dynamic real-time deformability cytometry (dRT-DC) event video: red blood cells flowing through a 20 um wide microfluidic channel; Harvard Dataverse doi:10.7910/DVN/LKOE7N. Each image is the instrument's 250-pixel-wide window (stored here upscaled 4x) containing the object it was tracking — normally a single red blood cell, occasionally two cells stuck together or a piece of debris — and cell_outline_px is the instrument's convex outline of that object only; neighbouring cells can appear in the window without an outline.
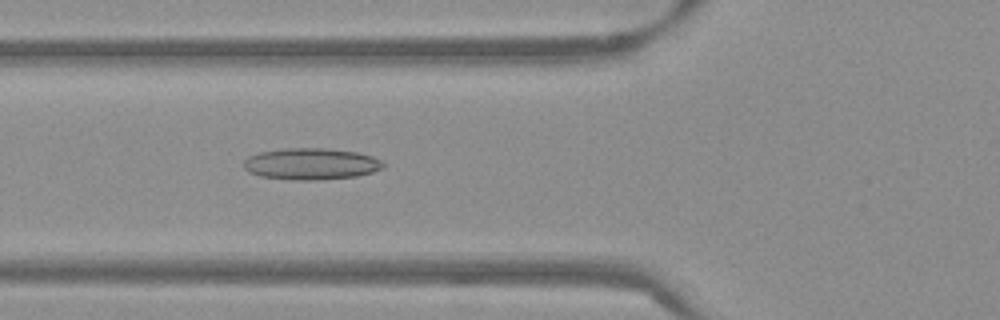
{"species": "Egyptian fruit bat (a non-hibernating species)", "species_latin": "Rousettus aegyptiacus", "temperature_condition": "warm", "stored_images_in_passage": 36, "camera_frame_rate_fps": 3000, "um_per_image_px": 0.085, "frame": {"image": 1, "passage_image": 3, "time_ms": 0.667, "image_size_px": [1000, 320], "cell_outline_px": [[384, 168], [372, 172], [356, 176], [316, 180], [288, 180], [260, 176], [248, 172], [244, 168], [244, 160], [248, 156], [260, 152], [284, 148], [328, 148], [356, 152], [372, 156], [380, 160], [384, 164]], "centroid_in_image_um": [26.42, 13.93], "position_along_channel_um": 99.4, "area_um2": 25.78}}
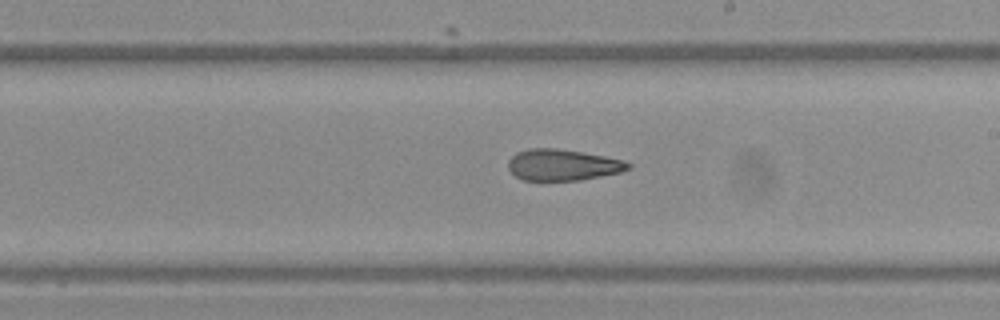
{"frame": {"image": 2, "passage_image": 14, "time_ms": 4.333, "image_size_px": [1000, 320], "cell_outline_px": [[632, 168], [620, 172], [580, 180], [524, 180], [516, 176], [508, 168], [508, 160], [516, 152], [528, 148], [556, 148], [584, 152], [624, 160], [632, 164]], "centroid_in_image_um": [47.84, 14.0], "position_along_channel_um": 241.2, "area_um2": 21.91}}
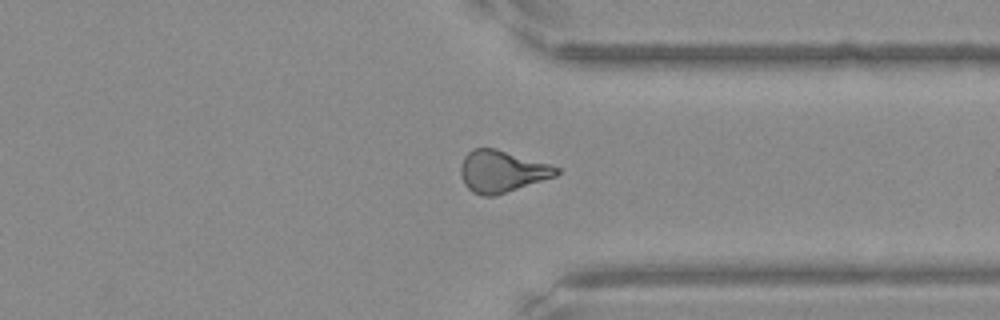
{"frame": {"image": 3, "passage_image": 24, "time_ms": 7.667, "image_size_px": [1000, 320], "cell_outline_px": [[560, 172], [556, 176], [496, 196], [484, 196], [472, 192], [464, 184], [460, 176], [460, 168], [464, 156], [472, 148], [496, 148], [548, 164], [560, 168]], "centroid_in_image_um": [42.63, 14.57], "position_along_channel_um": 368.8, "area_um2": 23.41}}